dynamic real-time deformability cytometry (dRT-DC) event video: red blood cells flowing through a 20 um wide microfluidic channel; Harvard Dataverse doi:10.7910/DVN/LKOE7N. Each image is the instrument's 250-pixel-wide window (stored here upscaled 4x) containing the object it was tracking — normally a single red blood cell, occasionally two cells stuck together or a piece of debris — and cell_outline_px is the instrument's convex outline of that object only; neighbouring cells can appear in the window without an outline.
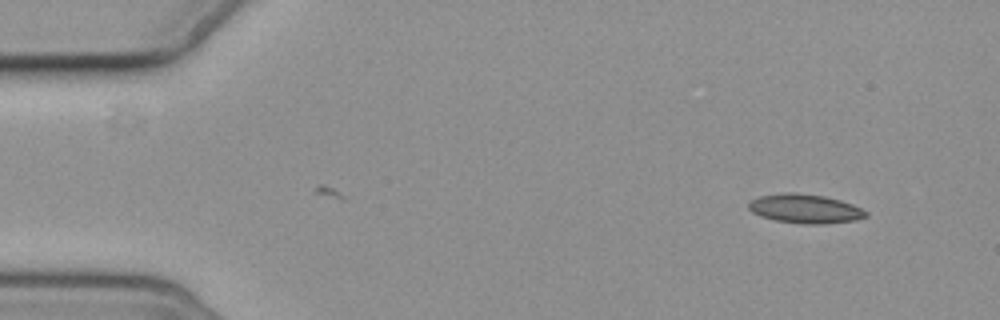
{"species": "common noctule bat (a hibernating species)", "species_latin": "Nyctalus noctula", "temperature_condition": "cold", "stored_images_in_passage": 5, "camera_frame_rate_fps": 3000, "um_per_image_px": 0.085, "animal": {"sex": "female", "body_mass_g": 19.3, "forearm_length_mm": 54.1}, "frame": {"image": 1, "passage_image": 1, "time_ms": 0.0, "image_size_px": [1000, 320], "cell_outline_px": [[868, 216], [856, 220], [824, 224], [804, 224], [776, 220], [760, 216], [752, 212], [748, 208], [748, 204], [752, 200], [760, 196], [784, 192], [796, 192], [824, 196], [840, 200], [852, 204], [868, 212]], "centroid_in_image_um": [68.44, 17.74], "position_along_channel_um": 16.6, "area_um2": 19.88}}
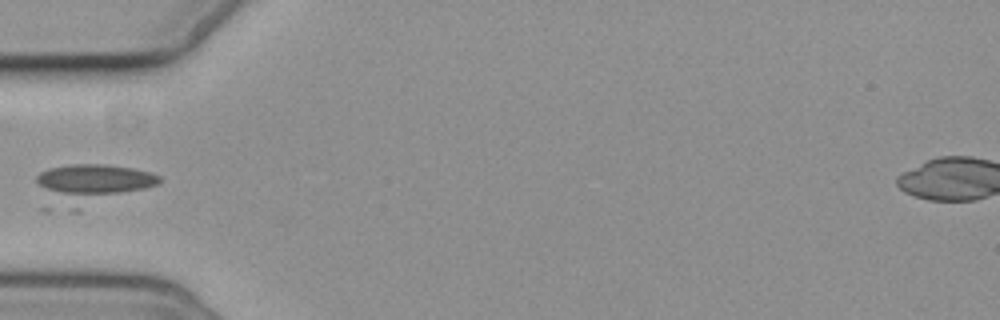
{"frame": {"image": 2, "passage_image": 4, "time_ms": 4.667, "image_size_px": [1000, 320], "cell_outline_px": [[160, 180], [156, 184], [80, 212], [72, 212], [40, 184], [36, 180], [36, 176], [40, 172], [48, 168], [72, 164], [104, 164], [132, 168], [148, 172], [160, 176]], "centroid_in_image_um": [7.91, 15.62], "position_along_channel_um": 77.1, "area_um2": 27.4}}
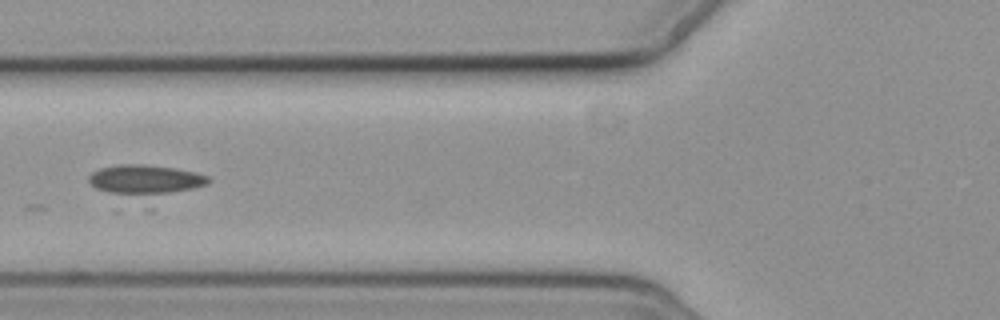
{"frame": {"image": 3, "passage_image": 5, "time_ms": 5.667, "image_size_px": [1000, 320], "cell_outline_px": [[212, 180], [208, 184], [152, 212], [148, 212], [96, 188], [88, 180], [88, 176], [92, 172], [100, 168], [116, 164], [144, 164], [172, 168], [192, 172], [208, 176]], "centroid_in_image_um": [12.48, 15.64], "position_along_channel_um": 113.3, "area_um2": 26.65}}